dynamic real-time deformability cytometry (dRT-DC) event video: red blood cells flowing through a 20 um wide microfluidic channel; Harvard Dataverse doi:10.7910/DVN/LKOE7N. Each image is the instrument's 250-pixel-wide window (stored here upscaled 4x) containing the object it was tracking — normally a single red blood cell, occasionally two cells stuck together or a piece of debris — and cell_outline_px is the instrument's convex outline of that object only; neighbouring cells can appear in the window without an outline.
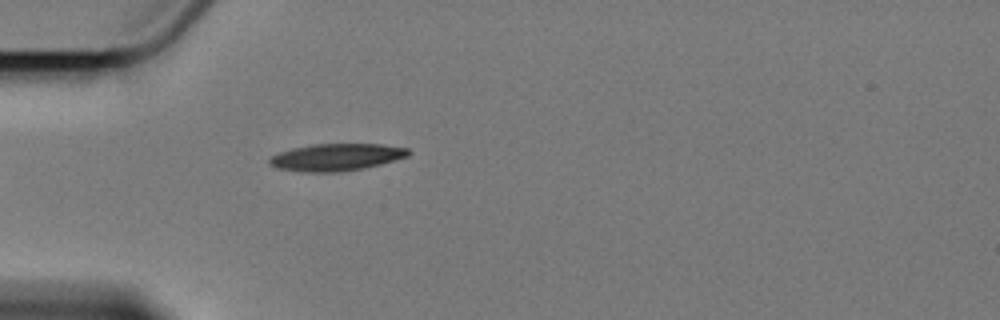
{"species": "Egyptian fruit bat (a non-hibernating species)", "species_latin": "Rousettus aegyptiacus", "temperature_condition": "cold", "stored_images_in_passage": 4, "camera_frame_rate_fps": 3000, "um_per_image_px": 0.085, "animal": {"sex": "female"}, "frame": {"image": 1, "passage_image": 4, "time_ms": 4.667, "image_size_px": [1000, 320], "cell_outline_px": [[412, 152], [408, 156], [380, 164], [340, 172], [300, 172], [276, 168], [268, 164], [268, 160], [272, 156], [280, 152], [292, 148], [312, 144], [380, 144], [408, 148]], "centroid_in_image_um": [28.56, 13.36], "position_along_channel_um": 56.4, "area_um2": 21.96}}